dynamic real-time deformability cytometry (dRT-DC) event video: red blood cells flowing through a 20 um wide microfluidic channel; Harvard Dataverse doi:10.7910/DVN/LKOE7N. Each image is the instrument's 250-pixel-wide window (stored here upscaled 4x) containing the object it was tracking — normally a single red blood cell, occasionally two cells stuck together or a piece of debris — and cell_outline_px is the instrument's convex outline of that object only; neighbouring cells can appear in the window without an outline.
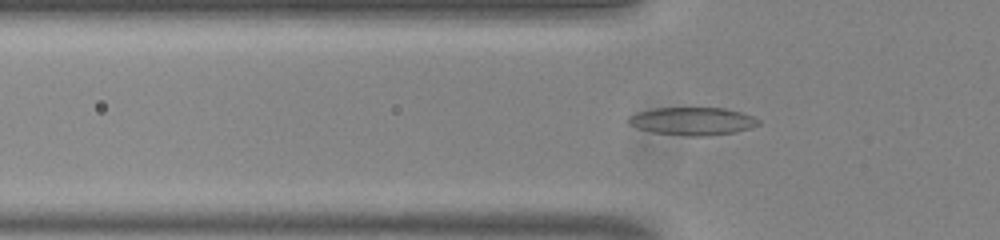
{"species": "common noctule bat (a hibernating species)", "species_latin": "Nyctalus noctula", "temperature_condition": "room temperature", "stored_images_in_passage": 42, "camera_frame_rate_fps": 3000, "um_per_image_px": 0.085, "animal": {"sex": "male", "body_mass_g": 20.0, "forearm_length_mm": 53.3}, "frame": {"image": 1, "passage_image": 6, "time_ms": 1.667, "image_size_px": [1000, 240], "cell_outline_px": [[760, 124], [752, 128], [732, 132], [704, 136], [692, 136], [652, 132], [628, 124], [628, 116], [636, 112], [656, 108], [724, 108], [740, 112], [752, 116], [760, 120]], "centroid_in_image_um": [58.86, 10.29], "position_along_channel_um": 66.9, "area_um2": 20.92}}
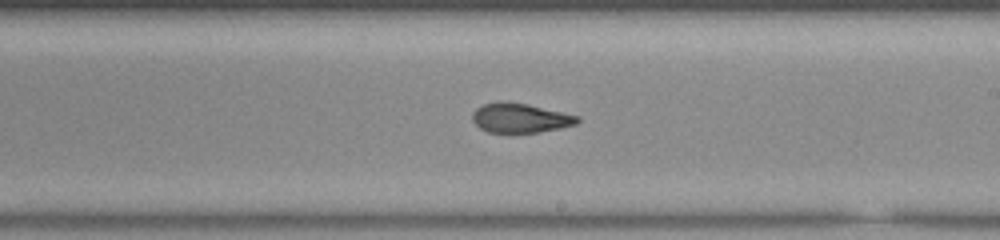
{"frame": {"image": 2, "passage_image": 20, "time_ms": 6.333, "image_size_px": [1000, 240], "cell_outline_px": [[580, 120], [576, 124], [560, 128], [540, 132], [488, 132], [480, 128], [472, 120], [472, 112], [476, 108], [484, 104], [500, 100], [504, 100], [528, 104], [580, 116]], "centroid_in_image_um": [44.21, 10.01], "position_along_channel_um": 244.8, "area_um2": 18.15}}
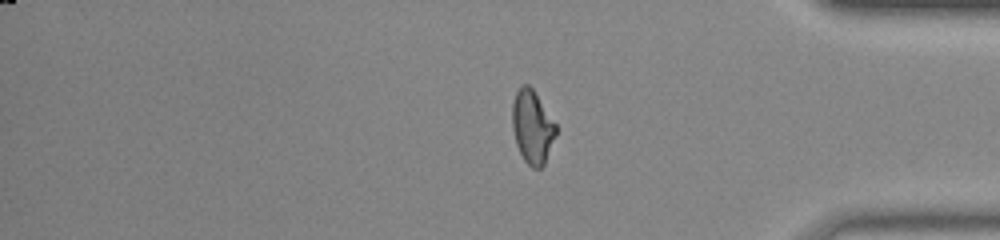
{"frame": {"image": 3, "passage_image": 33, "time_ms": 10.667, "image_size_px": [1000, 240], "cell_outline_px": [[556, 136], [544, 164], [540, 168], [532, 168], [524, 160], [516, 144], [512, 128], [512, 104], [516, 92], [520, 84], [528, 84], [532, 88], [556, 124]], "centroid_in_image_um": [45.23, 10.78], "position_along_channel_um": 390.0, "area_um2": 18.61}, "authors_computed_cell_mechanics": {"area_um2": 18.5538, "velocity_mm_per_s": 3.8127, "shape_relaxation_time_tau1_ms": null, "shape_relaxation_time_tau2_ms": 2.128, "deformation_change_tau1": null, "deformation_change_tau2": 0.0904}}